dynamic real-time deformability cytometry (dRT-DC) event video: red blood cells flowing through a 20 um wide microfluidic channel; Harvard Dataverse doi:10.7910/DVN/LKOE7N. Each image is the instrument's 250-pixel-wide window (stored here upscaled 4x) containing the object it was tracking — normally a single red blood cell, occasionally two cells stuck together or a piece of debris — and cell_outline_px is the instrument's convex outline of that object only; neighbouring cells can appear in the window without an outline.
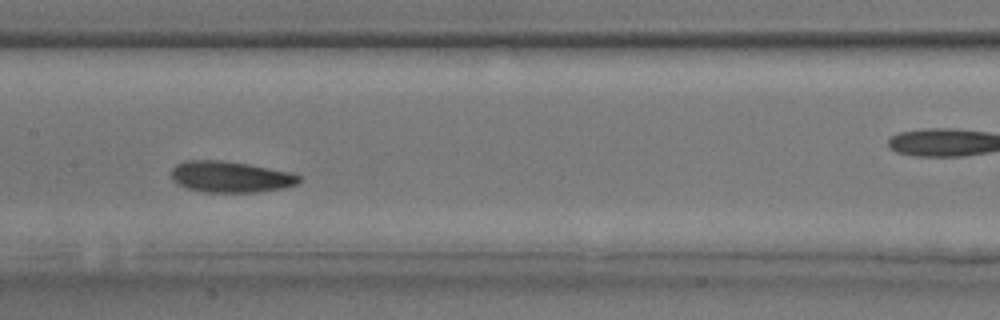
{"species": "common noctule bat (a hibernating species)", "species_latin": "Nyctalus noctula", "temperature_condition": "room temperature", "stored_images_in_passage": 35, "camera_frame_rate_fps": 3000, "um_per_image_px": 0.085, "animal": {"sex": "male", "body_mass_g": 17.9, "forearm_length_mm": 54.2}, "frame": {"image": 1, "passage_image": 16, "time_ms": 5.0, "image_size_px": [1000, 320], "cell_outline_px": [[304, 176], [296, 184], [284, 188], [256, 192], [204, 192], [188, 188], [176, 184], [172, 180], [172, 168], [176, 164], [184, 160], [224, 160], [248, 164], [292, 172]], "centroid_in_image_um": [19.6, 15.02], "position_along_channel_um": 187.8, "area_um2": 23.47}}